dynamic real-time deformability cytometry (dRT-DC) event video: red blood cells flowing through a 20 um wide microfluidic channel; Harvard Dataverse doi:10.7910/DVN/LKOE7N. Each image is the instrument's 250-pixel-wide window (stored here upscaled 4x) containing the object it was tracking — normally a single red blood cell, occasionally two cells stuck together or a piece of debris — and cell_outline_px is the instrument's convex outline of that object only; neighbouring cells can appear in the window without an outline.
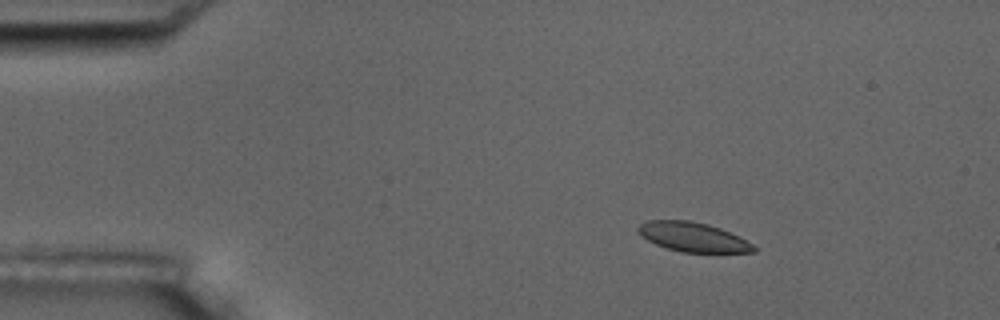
{"species": "common noctule bat (a hibernating species)", "species_latin": "Nyctalus noctula", "temperature_condition": "room temperature", "stored_images_in_passage": 4, "camera_frame_rate_fps": 3000, "um_per_image_px": 0.085, "animal": {"sex": "male", "body_mass_g": 17.5, "forearm_length_mm": 52.3}, "frame": {"image": 1, "passage_image": 1, "time_ms": 0.0, "image_size_px": [1000, 320], "cell_outline_px": [[756, 252], [680, 252], [656, 244], [640, 236], [636, 232], [636, 228], [640, 224], [648, 220], [688, 220], [708, 224], [720, 228], [752, 244], [756, 248]], "centroid_in_image_um": [58.83, 20.14], "position_along_channel_um": 26.2, "area_um2": 19.59}}
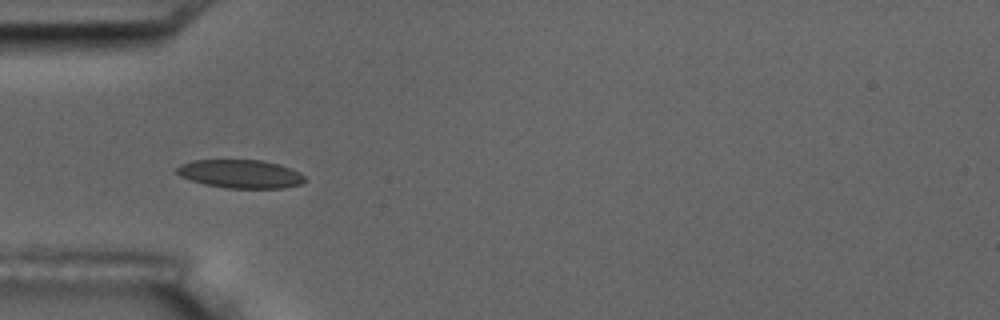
{"frame": {"image": 2, "passage_image": 3, "time_ms": 3.0, "image_size_px": [1000, 320], "cell_outline_px": [[304, 180], [300, 184], [284, 188], [228, 188], [204, 184], [180, 176], [176, 172], [176, 168], [180, 164], [192, 160], [260, 160], [276, 164], [300, 172], [304, 176]], "centroid_in_image_um": [20.4, 14.78], "position_along_channel_um": 64.6, "area_um2": 20.98}}